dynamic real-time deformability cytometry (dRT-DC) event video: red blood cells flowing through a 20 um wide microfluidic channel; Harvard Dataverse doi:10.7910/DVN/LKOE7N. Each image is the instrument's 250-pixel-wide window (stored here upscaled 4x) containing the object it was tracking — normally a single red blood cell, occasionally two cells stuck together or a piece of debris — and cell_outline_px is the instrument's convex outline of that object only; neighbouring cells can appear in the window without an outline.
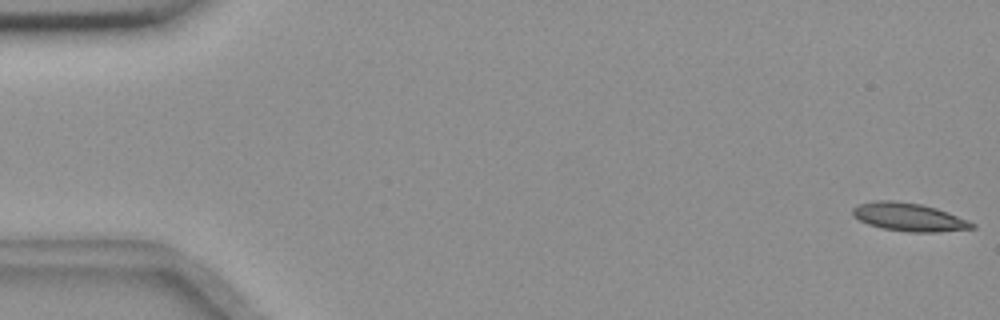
{"species": "common noctule bat (a hibernating species)", "species_latin": "Nyctalus noctula", "temperature_condition": "room temperature", "stored_images_in_passage": 56, "camera_frame_rate_fps": 3000, "um_per_image_px": 0.085, "animal": {"sex": "female", "body_mass_g": 18.4}, "frame": {"image": 1, "passage_image": 1, "time_ms": 0.0, "image_size_px": [1000, 320], "cell_outline_px": [[976, 228], [936, 232], [908, 232], [884, 228], [868, 224], [852, 216], [852, 208], [860, 204], [872, 200], [896, 200], [920, 204], [936, 208], [948, 212], [968, 220], [976, 224]], "centroid_in_image_um": [77.26, 18.44], "position_along_channel_um": 7.7, "area_um2": 19.65}}
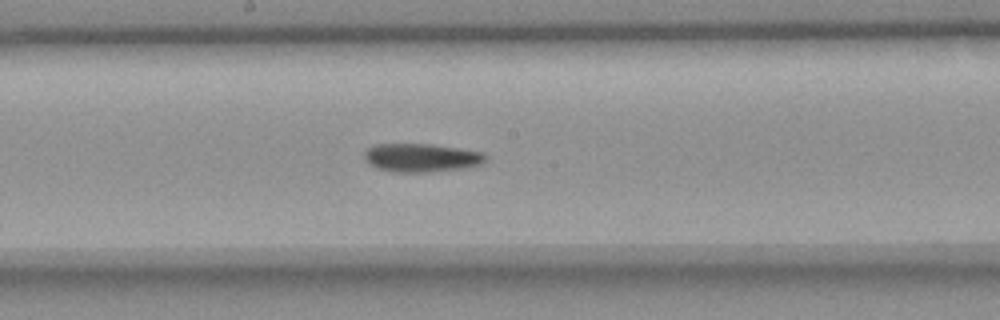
{"frame": {"image": 2, "passage_image": 30, "time_ms": 9.667, "image_size_px": [1000, 320], "cell_outline_px": [[484, 160], [480, 164], [456, 168], [424, 172], [396, 172], [376, 168], [368, 164], [364, 160], [364, 152], [372, 144], [432, 144], [484, 152]], "centroid_in_image_um": [35.71, 13.39], "position_along_channel_um": 212.5, "area_um2": 19.83}}
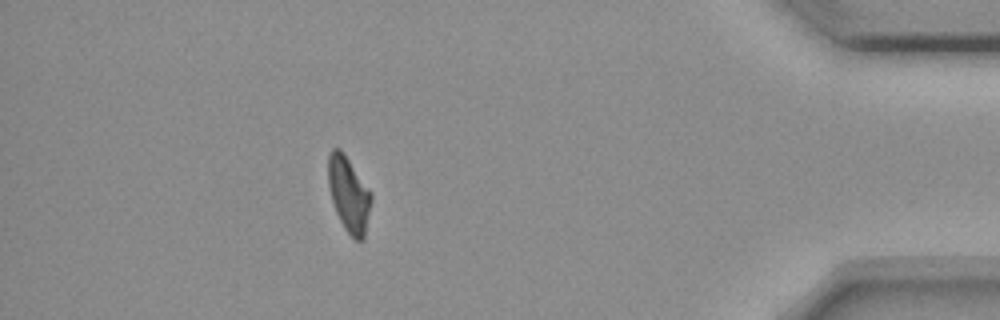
{"frame": {"image": 3, "passage_image": 50, "time_ms": 16.333, "image_size_px": [1000, 320], "cell_outline_px": [[372, 200], [364, 240], [356, 240], [344, 228], [336, 212], [332, 200], [328, 184], [328, 152], [332, 148], [340, 148], [344, 152], [372, 196]], "centroid_in_image_um": [29.63, 16.5], "position_along_channel_um": 405.6, "area_um2": 18.67}}